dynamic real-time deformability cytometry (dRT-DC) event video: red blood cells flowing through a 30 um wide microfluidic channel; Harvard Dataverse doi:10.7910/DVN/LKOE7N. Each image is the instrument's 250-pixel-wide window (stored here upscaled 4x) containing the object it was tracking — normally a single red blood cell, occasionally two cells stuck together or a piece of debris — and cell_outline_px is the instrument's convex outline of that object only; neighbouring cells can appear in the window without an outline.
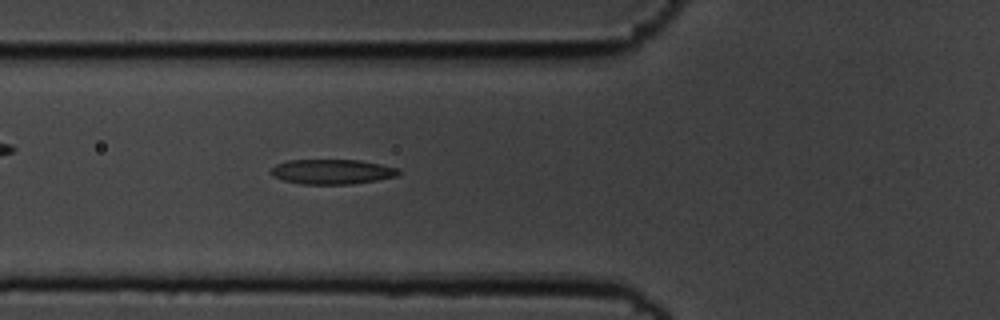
{"species": "common noctule bat (a hibernating species)", "species_latin": "Nyctalus noctula", "temperature_condition": "cold", "stored_images_in_passage": 55, "camera_frame_rate_fps": 3000, "um_per_image_px": 0.085, "animal": {"sex": "male", "body_mass_g": 19.5, "forearm_length_mm": 54.6}, "frame": {"image": 1, "passage_image": 20, "time_ms": 6.333, "image_size_px": [1000, 320], "cell_outline_px": [[400, 172], [396, 176], [376, 180], [352, 184], [300, 184], [284, 180], [272, 176], [268, 172], [276, 164], [288, 160], [360, 160], [400, 168]], "centroid_in_image_um": [28.2, 14.59], "position_along_channel_um": 97.6, "area_um2": 18.55}}
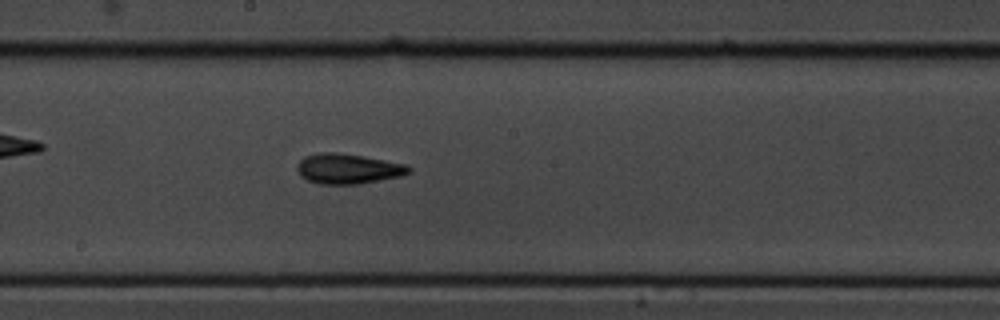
{"frame": {"image": 2, "passage_image": 30, "time_ms": 9.667, "image_size_px": [1000, 320], "cell_outline_px": [[412, 172], [400, 176], [360, 184], [320, 184], [308, 180], [300, 176], [296, 168], [300, 160], [304, 156], [320, 152], [336, 152], [364, 156], [408, 164], [412, 168]], "centroid_in_image_um": [29.6, 14.34], "position_along_channel_um": 218.6, "area_um2": 19.83}}
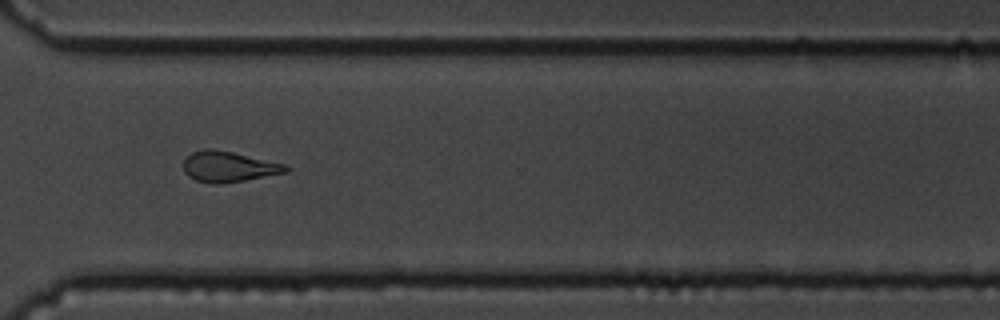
{"frame": {"image": 3, "passage_image": 41, "time_ms": 13.333, "image_size_px": [1000, 320], "cell_outline_px": [[288, 172], [244, 180], [220, 184], [212, 184], [196, 180], [188, 176], [184, 172], [184, 160], [192, 152], [204, 148], [212, 148], [232, 152], [288, 164]], "centroid_in_image_um": [19.43, 14.16], "position_along_channel_um": 351.2, "area_um2": 18.32}, "authors_computed_cell_mechanics": {"area_um2": 18.7272, "velocity_mm_per_s": 3.6103, "shape_relaxation_time_tau1_ms": 4.3808, "shape_relaxation_time_tau2_ms": 3.5518, "deformation_change_tau1": 0.1298, "deformation_change_tau2": 0.1315}}